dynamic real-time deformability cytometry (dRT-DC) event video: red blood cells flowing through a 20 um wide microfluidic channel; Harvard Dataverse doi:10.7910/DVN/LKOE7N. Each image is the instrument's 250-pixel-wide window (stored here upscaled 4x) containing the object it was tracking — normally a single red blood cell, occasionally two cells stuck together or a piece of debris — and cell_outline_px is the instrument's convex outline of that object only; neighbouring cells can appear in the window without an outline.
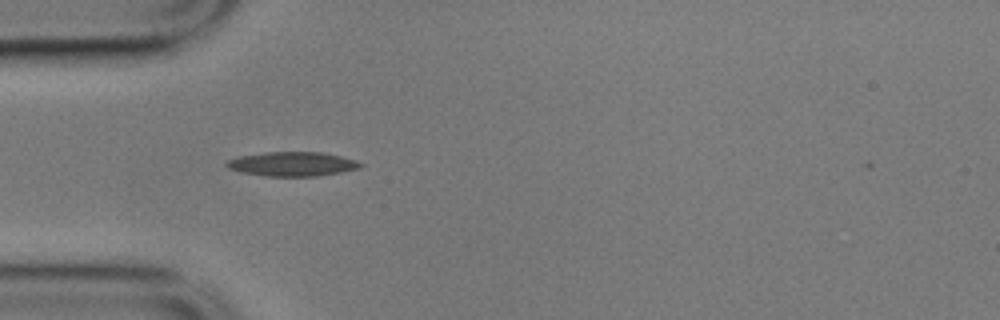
{"species": "common noctule bat (a hibernating species)", "species_latin": "Nyctalus noctula", "temperature_condition": "cold", "stored_images_in_passage": 39, "camera_frame_rate_fps": 3000, "um_per_image_px": 0.085, "animal": {"sex": "male", "body_mass_g": 17.9}, "frame": {"image": 1, "passage_image": 3, "time_ms": 0.667, "image_size_px": [1000, 320], "cell_outline_px": [[364, 164], [360, 168], [340, 172], [316, 176], [264, 176], [240, 172], [228, 168], [224, 164], [228, 160], [236, 156], [264, 152], [324, 152], [356, 160]], "centroid_in_image_um": [24.81, 13.93], "position_along_channel_um": 60.2, "area_um2": 19.07}}
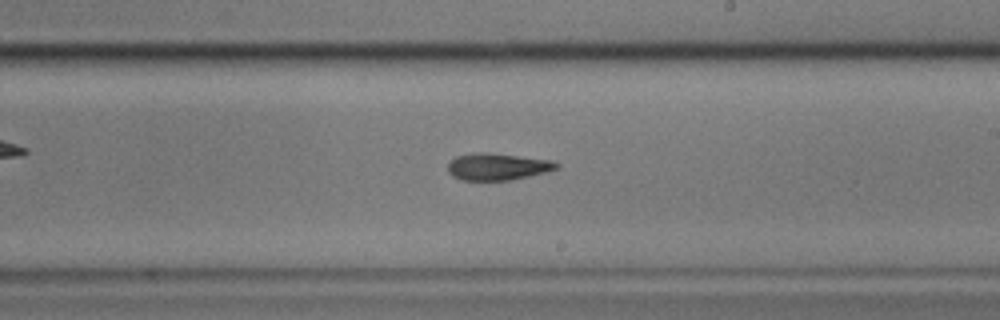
{"frame": {"image": 2, "passage_image": 19, "time_ms": 6.0, "image_size_px": [1000, 320], "cell_outline_px": [[560, 164], [556, 168], [544, 172], [512, 180], [460, 180], [452, 176], [448, 172], [448, 164], [456, 156], [480, 152], [488, 152], [552, 160]], "centroid_in_image_um": [42.26, 14.16], "position_along_channel_um": 246.7, "area_um2": 16.94}}
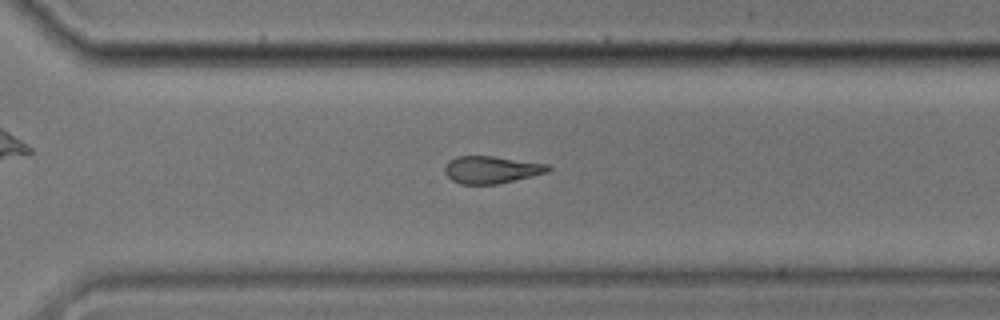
{"frame": {"image": 3, "passage_image": 26, "time_ms": 8.333, "image_size_px": [1000, 320], "cell_outline_px": [[552, 168], [548, 172], [500, 184], [460, 184], [452, 180], [444, 172], [444, 168], [448, 160], [456, 156], [492, 156], [548, 164]], "centroid_in_image_um": [41.76, 14.42], "position_along_channel_um": 328.8, "area_um2": 16.53}}